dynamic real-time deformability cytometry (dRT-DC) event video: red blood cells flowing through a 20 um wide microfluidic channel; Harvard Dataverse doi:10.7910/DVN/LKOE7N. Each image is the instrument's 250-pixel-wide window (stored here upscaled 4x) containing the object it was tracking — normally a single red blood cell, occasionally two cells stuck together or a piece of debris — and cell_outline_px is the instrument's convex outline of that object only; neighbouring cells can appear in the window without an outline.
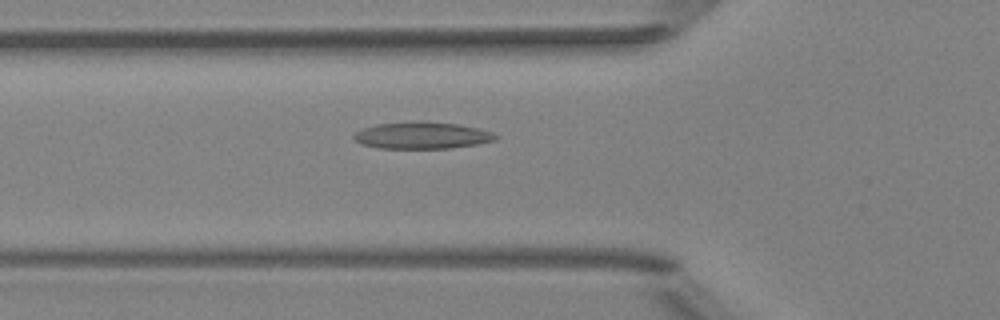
{"species": "Egyptian fruit bat (a non-hibernating species)", "species_latin": "Rousettus aegyptiacus", "temperature_condition": "room temperature", "stored_images_in_passage": 51, "camera_frame_rate_fps": 3000, "um_per_image_px": 0.085, "animal": {"sex": "female"}, "frame": {"image": 1, "passage_image": 18, "time_ms": 5.667, "image_size_px": [1000, 320], "cell_outline_px": [[500, 136], [496, 140], [476, 144], [448, 148], [380, 148], [360, 144], [352, 136], [356, 132], [364, 128], [376, 124], [416, 120], [460, 124], [480, 128], [492, 132]], "centroid_in_image_um": [35.9, 11.49], "position_along_channel_um": 89.9, "area_um2": 22.37}}
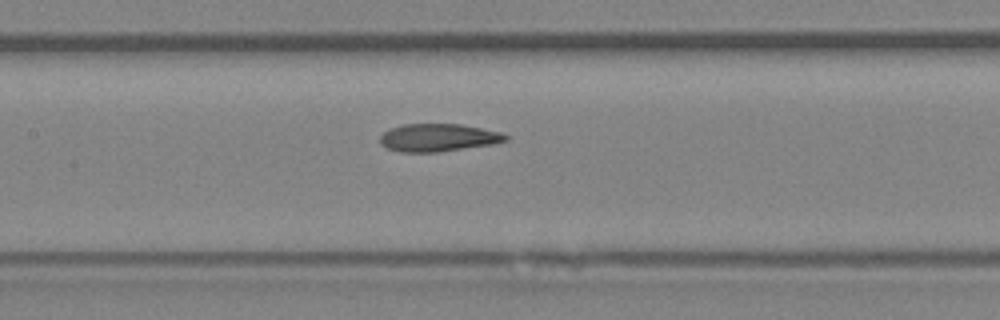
{"frame": {"image": 2, "passage_image": 24, "time_ms": 7.667, "image_size_px": [1000, 320], "cell_outline_px": [[508, 140], [492, 144], [436, 152], [400, 152], [388, 148], [380, 144], [380, 136], [388, 128], [404, 124], [460, 124], [500, 132], [508, 136]], "centroid_in_image_um": [37.2, 11.69], "position_along_channel_um": 170.2, "area_um2": 20.17}}
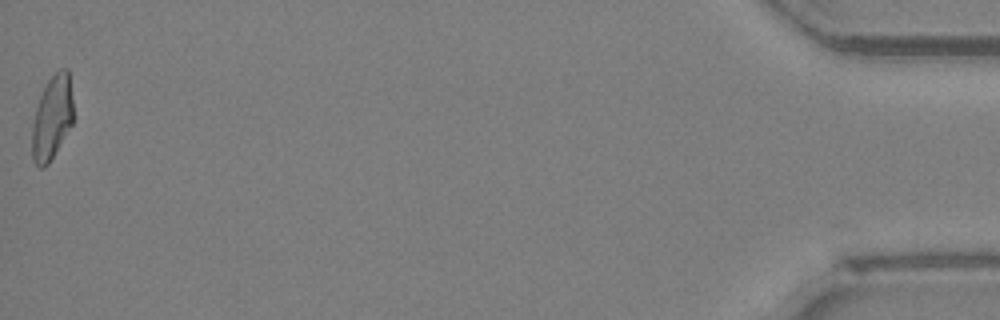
{"frame": {"image": 3, "passage_image": 51, "time_ms": 16.667, "image_size_px": [1000, 320], "cell_outline_px": [[72, 124], [48, 164], [44, 168], [40, 168], [32, 160], [32, 124], [36, 108], [40, 96], [48, 80], [60, 68], [68, 68], [72, 100]], "centroid_in_image_um": [4.41, 10.01], "position_along_channel_um": 430.8, "area_um2": 19.94}, "authors_computed_cell_mechanics": {"area_um2": 20.519, "velocity_mm_per_s": 4.0257, "shape_relaxation_time_tau1_ms": null, "shape_relaxation_time_tau2_ms": 1.4388, "deformation_change_tau1": null, "deformation_change_tau2": 0.0848}}